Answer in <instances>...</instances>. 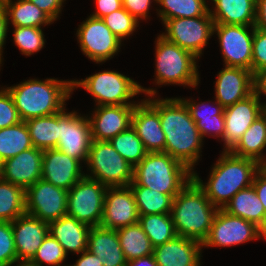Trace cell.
<instances>
[{
    "label": "cell",
    "mask_w": 266,
    "mask_h": 266,
    "mask_svg": "<svg viewBox=\"0 0 266 266\" xmlns=\"http://www.w3.org/2000/svg\"><path fill=\"white\" fill-rule=\"evenodd\" d=\"M158 112L165 134V150L190 171L200 158L203 138L195 121L180 98L146 99Z\"/></svg>",
    "instance_id": "1"
},
{
    "label": "cell",
    "mask_w": 266,
    "mask_h": 266,
    "mask_svg": "<svg viewBox=\"0 0 266 266\" xmlns=\"http://www.w3.org/2000/svg\"><path fill=\"white\" fill-rule=\"evenodd\" d=\"M221 154L207 183L192 172V179L218 209H223L238 191L251 186L256 172L262 167L256 160L235 156L230 151L223 150Z\"/></svg>",
    "instance_id": "2"
},
{
    "label": "cell",
    "mask_w": 266,
    "mask_h": 266,
    "mask_svg": "<svg viewBox=\"0 0 266 266\" xmlns=\"http://www.w3.org/2000/svg\"><path fill=\"white\" fill-rule=\"evenodd\" d=\"M22 121L56 114L72 94V80L30 79L6 88Z\"/></svg>",
    "instance_id": "3"
},
{
    "label": "cell",
    "mask_w": 266,
    "mask_h": 266,
    "mask_svg": "<svg viewBox=\"0 0 266 266\" xmlns=\"http://www.w3.org/2000/svg\"><path fill=\"white\" fill-rule=\"evenodd\" d=\"M218 210L191 179L173 200L171 217L177 236L203 243Z\"/></svg>",
    "instance_id": "4"
},
{
    "label": "cell",
    "mask_w": 266,
    "mask_h": 266,
    "mask_svg": "<svg viewBox=\"0 0 266 266\" xmlns=\"http://www.w3.org/2000/svg\"><path fill=\"white\" fill-rule=\"evenodd\" d=\"M191 179L192 171L164 152L147 153L133 170V181L137 185L173 198Z\"/></svg>",
    "instance_id": "5"
},
{
    "label": "cell",
    "mask_w": 266,
    "mask_h": 266,
    "mask_svg": "<svg viewBox=\"0 0 266 266\" xmlns=\"http://www.w3.org/2000/svg\"><path fill=\"white\" fill-rule=\"evenodd\" d=\"M155 42V83L157 85L178 84L196 87L199 83V72L196 65L198 58L161 35Z\"/></svg>",
    "instance_id": "6"
},
{
    "label": "cell",
    "mask_w": 266,
    "mask_h": 266,
    "mask_svg": "<svg viewBox=\"0 0 266 266\" xmlns=\"http://www.w3.org/2000/svg\"><path fill=\"white\" fill-rule=\"evenodd\" d=\"M82 87L95 99L97 106L103 105H136L137 103L127 102L130 98L139 93L148 94L153 97L156 90L146 89L130 77L116 71L97 72L84 80H72V90Z\"/></svg>",
    "instance_id": "7"
},
{
    "label": "cell",
    "mask_w": 266,
    "mask_h": 266,
    "mask_svg": "<svg viewBox=\"0 0 266 266\" xmlns=\"http://www.w3.org/2000/svg\"><path fill=\"white\" fill-rule=\"evenodd\" d=\"M86 164L91 173L85 176L99 181L106 187H126L133 181L134 167L109 141L92 140Z\"/></svg>",
    "instance_id": "8"
},
{
    "label": "cell",
    "mask_w": 266,
    "mask_h": 266,
    "mask_svg": "<svg viewBox=\"0 0 266 266\" xmlns=\"http://www.w3.org/2000/svg\"><path fill=\"white\" fill-rule=\"evenodd\" d=\"M107 188L84 175L68 191L67 215L91 227L100 226Z\"/></svg>",
    "instance_id": "9"
},
{
    "label": "cell",
    "mask_w": 266,
    "mask_h": 266,
    "mask_svg": "<svg viewBox=\"0 0 266 266\" xmlns=\"http://www.w3.org/2000/svg\"><path fill=\"white\" fill-rule=\"evenodd\" d=\"M163 24L166 32L160 34L161 36L200 59L207 41L214 34L215 23L208 12L200 17L168 19Z\"/></svg>",
    "instance_id": "10"
},
{
    "label": "cell",
    "mask_w": 266,
    "mask_h": 266,
    "mask_svg": "<svg viewBox=\"0 0 266 266\" xmlns=\"http://www.w3.org/2000/svg\"><path fill=\"white\" fill-rule=\"evenodd\" d=\"M68 191L42 178L25 190L26 214L50 223L67 215Z\"/></svg>",
    "instance_id": "11"
},
{
    "label": "cell",
    "mask_w": 266,
    "mask_h": 266,
    "mask_svg": "<svg viewBox=\"0 0 266 266\" xmlns=\"http://www.w3.org/2000/svg\"><path fill=\"white\" fill-rule=\"evenodd\" d=\"M260 237L266 239V233L255 223L219 209L214 217L209 235L202 246L230 247Z\"/></svg>",
    "instance_id": "12"
},
{
    "label": "cell",
    "mask_w": 266,
    "mask_h": 266,
    "mask_svg": "<svg viewBox=\"0 0 266 266\" xmlns=\"http://www.w3.org/2000/svg\"><path fill=\"white\" fill-rule=\"evenodd\" d=\"M254 29L255 26L214 24L213 33L218 35L224 66L251 71Z\"/></svg>",
    "instance_id": "13"
},
{
    "label": "cell",
    "mask_w": 266,
    "mask_h": 266,
    "mask_svg": "<svg viewBox=\"0 0 266 266\" xmlns=\"http://www.w3.org/2000/svg\"><path fill=\"white\" fill-rule=\"evenodd\" d=\"M78 43L84 55L95 63H102L114 57L121 49L122 41L99 18L89 16L79 25Z\"/></svg>",
    "instance_id": "14"
},
{
    "label": "cell",
    "mask_w": 266,
    "mask_h": 266,
    "mask_svg": "<svg viewBox=\"0 0 266 266\" xmlns=\"http://www.w3.org/2000/svg\"><path fill=\"white\" fill-rule=\"evenodd\" d=\"M91 127L88 116H80L76 111H60L59 142L55 149L86 163L90 149Z\"/></svg>",
    "instance_id": "15"
},
{
    "label": "cell",
    "mask_w": 266,
    "mask_h": 266,
    "mask_svg": "<svg viewBox=\"0 0 266 266\" xmlns=\"http://www.w3.org/2000/svg\"><path fill=\"white\" fill-rule=\"evenodd\" d=\"M263 112L264 104L255 93L224 108V151H230Z\"/></svg>",
    "instance_id": "16"
},
{
    "label": "cell",
    "mask_w": 266,
    "mask_h": 266,
    "mask_svg": "<svg viewBox=\"0 0 266 266\" xmlns=\"http://www.w3.org/2000/svg\"><path fill=\"white\" fill-rule=\"evenodd\" d=\"M139 216L137 204L129 186L107 188L101 227L117 230L137 223Z\"/></svg>",
    "instance_id": "17"
},
{
    "label": "cell",
    "mask_w": 266,
    "mask_h": 266,
    "mask_svg": "<svg viewBox=\"0 0 266 266\" xmlns=\"http://www.w3.org/2000/svg\"><path fill=\"white\" fill-rule=\"evenodd\" d=\"M43 150L32 147L0 164V178L24 190L42 178Z\"/></svg>",
    "instance_id": "18"
},
{
    "label": "cell",
    "mask_w": 266,
    "mask_h": 266,
    "mask_svg": "<svg viewBox=\"0 0 266 266\" xmlns=\"http://www.w3.org/2000/svg\"><path fill=\"white\" fill-rule=\"evenodd\" d=\"M134 108L135 105L97 106L91 118L88 117L92 140L110 141L130 127Z\"/></svg>",
    "instance_id": "19"
},
{
    "label": "cell",
    "mask_w": 266,
    "mask_h": 266,
    "mask_svg": "<svg viewBox=\"0 0 266 266\" xmlns=\"http://www.w3.org/2000/svg\"><path fill=\"white\" fill-rule=\"evenodd\" d=\"M214 86L216 101L226 108L254 93V74L244 68L225 66Z\"/></svg>",
    "instance_id": "20"
},
{
    "label": "cell",
    "mask_w": 266,
    "mask_h": 266,
    "mask_svg": "<svg viewBox=\"0 0 266 266\" xmlns=\"http://www.w3.org/2000/svg\"><path fill=\"white\" fill-rule=\"evenodd\" d=\"M81 168L78 160L58 149L43 151L42 179L54 186L69 191L85 175Z\"/></svg>",
    "instance_id": "21"
},
{
    "label": "cell",
    "mask_w": 266,
    "mask_h": 266,
    "mask_svg": "<svg viewBox=\"0 0 266 266\" xmlns=\"http://www.w3.org/2000/svg\"><path fill=\"white\" fill-rule=\"evenodd\" d=\"M131 126L148 153L164 152L165 134L161 127L159 112L146 99L135 105Z\"/></svg>",
    "instance_id": "22"
},
{
    "label": "cell",
    "mask_w": 266,
    "mask_h": 266,
    "mask_svg": "<svg viewBox=\"0 0 266 266\" xmlns=\"http://www.w3.org/2000/svg\"><path fill=\"white\" fill-rule=\"evenodd\" d=\"M11 223L18 261H30L49 233V223L28 214L18 217Z\"/></svg>",
    "instance_id": "23"
},
{
    "label": "cell",
    "mask_w": 266,
    "mask_h": 266,
    "mask_svg": "<svg viewBox=\"0 0 266 266\" xmlns=\"http://www.w3.org/2000/svg\"><path fill=\"white\" fill-rule=\"evenodd\" d=\"M202 243L182 236L154 247L153 256L158 266H201Z\"/></svg>",
    "instance_id": "24"
},
{
    "label": "cell",
    "mask_w": 266,
    "mask_h": 266,
    "mask_svg": "<svg viewBox=\"0 0 266 266\" xmlns=\"http://www.w3.org/2000/svg\"><path fill=\"white\" fill-rule=\"evenodd\" d=\"M90 229L91 226L69 215L49 223V233L63 247L67 255L69 251L81 254L87 250Z\"/></svg>",
    "instance_id": "25"
},
{
    "label": "cell",
    "mask_w": 266,
    "mask_h": 266,
    "mask_svg": "<svg viewBox=\"0 0 266 266\" xmlns=\"http://www.w3.org/2000/svg\"><path fill=\"white\" fill-rule=\"evenodd\" d=\"M87 250L95 254L103 266L127 265L116 230L101 226L91 227Z\"/></svg>",
    "instance_id": "26"
},
{
    "label": "cell",
    "mask_w": 266,
    "mask_h": 266,
    "mask_svg": "<svg viewBox=\"0 0 266 266\" xmlns=\"http://www.w3.org/2000/svg\"><path fill=\"white\" fill-rule=\"evenodd\" d=\"M209 13L215 24L255 26L256 0H211Z\"/></svg>",
    "instance_id": "27"
},
{
    "label": "cell",
    "mask_w": 266,
    "mask_h": 266,
    "mask_svg": "<svg viewBox=\"0 0 266 266\" xmlns=\"http://www.w3.org/2000/svg\"><path fill=\"white\" fill-rule=\"evenodd\" d=\"M223 210L255 223L266 233V212L252 185L238 191Z\"/></svg>",
    "instance_id": "28"
},
{
    "label": "cell",
    "mask_w": 266,
    "mask_h": 266,
    "mask_svg": "<svg viewBox=\"0 0 266 266\" xmlns=\"http://www.w3.org/2000/svg\"><path fill=\"white\" fill-rule=\"evenodd\" d=\"M265 147L266 114L263 112L244 132L230 152L238 157L256 160L261 166H266L265 154L262 153Z\"/></svg>",
    "instance_id": "29"
},
{
    "label": "cell",
    "mask_w": 266,
    "mask_h": 266,
    "mask_svg": "<svg viewBox=\"0 0 266 266\" xmlns=\"http://www.w3.org/2000/svg\"><path fill=\"white\" fill-rule=\"evenodd\" d=\"M33 147L40 150L54 149L59 142L60 112L25 121Z\"/></svg>",
    "instance_id": "30"
},
{
    "label": "cell",
    "mask_w": 266,
    "mask_h": 266,
    "mask_svg": "<svg viewBox=\"0 0 266 266\" xmlns=\"http://www.w3.org/2000/svg\"><path fill=\"white\" fill-rule=\"evenodd\" d=\"M8 26L41 28L54 22L42 10L29 0H17L6 2L4 5ZM11 22V23H10Z\"/></svg>",
    "instance_id": "31"
},
{
    "label": "cell",
    "mask_w": 266,
    "mask_h": 266,
    "mask_svg": "<svg viewBox=\"0 0 266 266\" xmlns=\"http://www.w3.org/2000/svg\"><path fill=\"white\" fill-rule=\"evenodd\" d=\"M116 231L127 262L153 255L154 247L138 222Z\"/></svg>",
    "instance_id": "32"
},
{
    "label": "cell",
    "mask_w": 266,
    "mask_h": 266,
    "mask_svg": "<svg viewBox=\"0 0 266 266\" xmlns=\"http://www.w3.org/2000/svg\"><path fill=\"white\" fill-rule=\"evenodd\" d=\"M137 204L139 215L169 214L174 198L148 187L139 186L134 181L129 185Z\"/></svg>",
    "instance_id": "33"
},
{
    "label": "cell",
    "mask_w": 266,
    "mask_h": 266,
    "mask_svg": "<svg viewBox=\"0 0 266 266\" xmlns=\"http://www.w3.org/2000/svg\"><path fill=\"white\" fill-rule=\"evenodd\" d=\"M33 147L25 121L0 129V164Z\"/></svg>",
    "instance_id": "34"
},
{
    "label": "cell",
    "mask_w": 266,
    "mask_h": 266,
    "mask_svg": "<svg viewBox=\"0 0 266 266\" xmlns=\"http://www.w3.org/2000/svg\"><path fill=\"white\" fill-rule=\"evenodd\" d=\"M138 223L153 247L162 245L177 236L171 213L140 215Z\"/></svg>",
    "instance_id": "35"
},
{
    "label": "cell",
    "mask_w": 266,
    "mask_h": 266,
    "mask_svg": "<svg viewBox=\"0 0 266 266\" xmlns=\"http://www.w3.org/2000/svg\"><path fill=\"white\" fill-rule=\"evenodd\" d=\"M25 211V190L0 178V221L12 222Z\"/></svg>",
    "instance_id": "36"
},
{
    "label": "cell",
    "mask_w": 266,
    "mask_h": 266,
    "mask_svg": "<svg viewBox=\"0 0 266 266\" xmlns=\"http://www.w3.org/2000/svg\"><path fill=\"white\" fill-rule=\"evenodd\" d=\"M162 9L158 15L162 22L173 18H194L205 16L209 6L206 0H157Z\"/></svg>",
    "instance_id": "37"
},
{
    "label": "cell",
    "mask_w": 266,
    "mask_h": 266,
    "mask_svg": "<svg viewBox=\"0 0 266 266\" xmlns=\"http://www.w3.org/2000/svg\"><path fill=\"white\" fill-rule=\"evenodd\" d=\"M113 148L133 167L147 155V151L132 126L109 141Z\"/></svg>",
    "instance_id": "38"
},
{
    "label": "cell",
    "mask_w": 266,
    "mask_h": 266,
    "mask_svg": "<svg viewBox=\"0 0 266 266\" xmlns=\"http://www.w3.org/2000/svg\"><path fill=\"white\" fill-rule=\"evenodd\" d=\"M13 34L15 45L26 56L39 52L45 45L44 34L41 28L14 27Z\"/></svg>",
    "instance_id": "39"
},
{
    "label": "cell",
    "mask_w": 266,
    "mask_h": 266,
    "mask_svg": "<svg viewBox=\"0 0 266 266\" xmlns=\"http://www.w3.org/2000/svg\"><path fill=\"white\" fill-rule=\"evenodd\" d=\"M66 257L67 254L63 247L48 233L30 261L39 266H44L43 263L51 266H61Z\"/></svg>",
    "instance_id": "40"
},
{
    "label": "cell",
    "mask_w": 266,
    "mask_h": 266,
    "mask_svg": "<svg viewBox=\"0 0 266 266\" xmlns=\"http://www.w3.org/2000/svg\"><path fill=\"white\" fill-rule=\"evenodd\" d=\"M105 25L121 41L137 29V21L125 8L118 9L102 18Z\"/></svg>",
    "instance_id": "41"
},
{
    "label": "cell",
    "mask_w": 266,
    "mask_h": 266,
    "mask_svg": "<svg viewBox=\"0 0 266 266\" xmlns=\"http://www.w3.org/2000/svg\"><path fill=\"white\" fill-rule=\"evenodd\" d=\"M17 261L12 223L0 221V266H13Z\"/></svg>",
    "instance_id": "42"
},
{
    "label": "cell",
    "mask_w": 266,
    "mask_h": 266,
    "mask_svg": "<svg viewBox=\"0 0 266 266\" xmlns=\"http://www.w3.org/2000/svg\"><path fill=\"white\" fill-rule=\"evenodd\" d=\"M185 105L187 106L191 118L193 120H208V119H216L219 118L224 113V107L217 101L212 102H195L194 100H188L185 98H180ZM214 107V108H213Z\"/></svg>",
    "instance_id": "43"
},
{
    "label": "cell",
    "mask_w": 266,
    "mask_h": 266,
    "mask_svg": "<svg viewBox=\"0 0 266 266\" xmlns=\"http://www.w3.org/2000/svg\"><path fill=\"white\" fill-rule=\"evenodd\" d=\"M22 120L6 88L0 90V129L14 126Z\"/></svg>",
    "instance_id": "44"
},
{
    "label": "cell",
    "mask_w": 266,
    "mask_h": 266,
    "mask_svg": "<svg viewBox=\"0 0 266 266\" xmlns=\"http://www.w3.org/2000/svg\"><path fill=\"white\" fill-rule=\"evenodd\" d=\"M266 68V31L255 28L252 47L251 71L255 74L257 71Z\"/></svg>",
    "instance_id": "45"
},
{
    "label": "cell",
    "mask_w": 266,
    "mask_h": 266,
    "mask_svg": "<svg viewBox=\"0 0 266 266\" xmlns=\"http://www.w3.org/2000/svg\"><path fill=\"white\" fill-rule=\"evenodd\" d=\"M199 133L202 138L206 135L210 137H221L222 141L225 133L224 115L222 114L219 118L208 119V120H194ZM214 132V133H213ZM212 133L214 135H212ZM211 134V135H210Z\"/></svg>",
    "instance_id": "46"
},
{
    "label": "cell",
    "mask_w": 266,
    "mask_h": 266,
    "mask_svg": "<svg viewBox=\"0 0 266 266\" xmlns=\"http://www.w3.org/2000/svg\"><path fill=\"white\" fill-rule=\"evenodd\" d=\"M151 3L152 0H122V7L138 21L149 17L148 12Z\"/></svg>",
    "instance_id": "47"
},
{
    "label": "cell",
    "mask_w": 266,
    "mask_h": 266,
    "mask_svg": "<svg viewBox=\"0 0 266 266\" xmlns=\"http://www.w3.org/2000/svg\"><path fill=\"white\" fill-rule=\"evenodd\" d=\"M35 4L40 10H42L53 21L59 17L61 13L62 5L66 0H29Z\"/></svg>",
    "instance_id": "48"
},
{
    "label": "cell",
    "mask_w": 266,
    "mask_h": 266,
    "mask_svg": "<svg viewBox=\"0 0 266 266\" xmlns=\"http://www.w3.org/2000/svg\"><path fill=\"white\" fill-rule=\"evenodd\" d=\"M97 10L90 16L102 19L106 15L122 8V0H96Z\"/></svg>",
    "instance_id": "49"
},
{
    "label": "cell",
    "mask_w": 266,
    "mask_h": 266,
    "mask_svg": "<svg viewBox=\"0 0 266 266\" xmlns=\"http://www.w3.org/2000/svg\"><path fill=\"white\" fill-rule=\"evenodd\" d=\"M252 186L266 212V166H262L255 174Z\"/></svg>",
    "instance_id": "50"
},
{
    "label": "cell",
    "mask_w": 266,
    "mask_h": 266,
    "mask_svg": "<svg viewBox=\"0 0 266 266\" xmlns=\"http://www.w3.org/2000/svg\"><path fill=\"white\" fill-rule=\"evenodd\" d=\"M255 28L266 31V0H256Z\"/></svg>",
    "instance_id": "51"
},
{
    "label": "cell",
    "mask_w": 266,
    "mask_h": 266,
    "mask_svg": "<svg viewBox=\"0 0 266 266\" xmlns=\"http://www.w3.org/2000/svg\"><path fill=\"white\" fill-rule=\"evenodd\" d=\"M254 93L259 99H261V94L266 95V68L254 74Z\"/></svg>",
    "instance_id": "52"
},
{
    "label": "cell",
    "mask_w": 266,
    "mask_h": 266,
    "mask_svg": "<svg viewBox=\"0 0 266 266\" xmlns=\"http://www.w3.org/2000/svg\"><path fill=\"white\" fill-rule=\"evenodd\" d=\"M8 22L5 12V8L0 4V66L2 64V52L3 45L5 44V39L7 38Z\"/></svg>",
    "instance_id": "53"
},
{
    "label": "cell",
    "mask_w": 266,
    "mask_h": 266,
    "mask_svg": "<svg viewBox=\"0 0 266 266\" xmlns=\"http://www.w3.org/2000/svg\"><path fill=\"white\" fill-rule=\"evenodd\" d=\"M71 266H103V264L95 254L85 250L81 253L80 258L76 260V263Z\"/></svg>",
    "instance_id": "54"
},
{
    "label": "cell",
    "mask_w": 266,
    "mask_h": 266,
    "mask_svg": "<svg viewBox=\"0 0 266 266\" xmlns=\"http://www.w3.org/2000/svg\"><path fill=\"white\" fill-rule=\"evenodd\" d=\"M126 266H158L153 255L140 257L127 262Z\"/></svg>",
    "instance_id": "55"
},
{
    "label": "cell",
    "mask_w": 266,
    "mask_h": 266,
    "mask_svg": "<svg viewBox=\"0 0 266 266\" xmlns=\"http://www.w3.org/2000/svg\"><path fill=\"white\" fill-rule=\"evenodd\" d=\"M19 262V264H17V266H39L36 265L35 263L29 261V260H19L17 261V263Z\"/></svg>",
    "instance_id": "56"
},
{
    "label": "cell",
    "mask_w": 266,
    "mask_h": 266,
    "mask_svg": "<svg viewBox=\"0 0 266 266\" xmlns=\"http://www.w3.org/2000/svg\"><path fill=\"white\" fill-rule=\"evenodd\" d=\"M10 0H0V4L4 5L6 2H9Z\"/></svg>",
    "instance_id": "57"
},
{
    "label": "cell",
    "mask_w": 266,
    "mask_h": 266,
    "mask_svg": "<svg viewBox=\"0 0 266 266\" xmlns=\"http://www.w3.org/2000/svg\"><path fill=\"white\" fill-rule=\"evenodd\" d=\"M264 113L266 114V103H264Z\"/></svg>",
    "instance_id": "58"
}]
</instances>
